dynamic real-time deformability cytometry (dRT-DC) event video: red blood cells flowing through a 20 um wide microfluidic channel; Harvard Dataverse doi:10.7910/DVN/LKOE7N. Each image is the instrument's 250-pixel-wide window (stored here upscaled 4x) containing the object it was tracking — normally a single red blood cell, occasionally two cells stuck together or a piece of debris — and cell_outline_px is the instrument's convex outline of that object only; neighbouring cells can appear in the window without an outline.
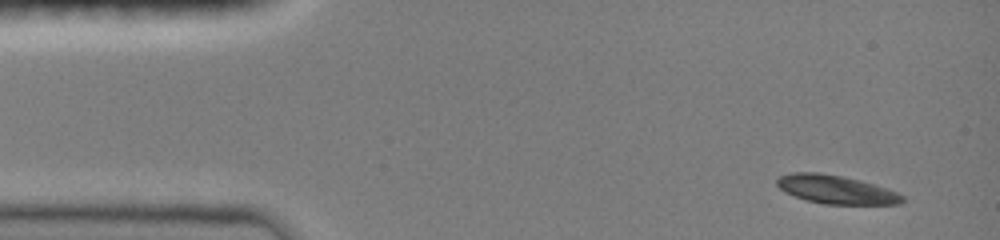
{"species": "common noctule bat (a hibernating species)", "species_latin": "Nyctalus noctula", "temperature_condition": "room temperature", "stored_images_in_passage": 7, "camera_frame_rate_fps": 3000, "um_per_image_px": 0.085, "animal": {"sex": "female", "body_mass_g": 19.0, "forearm_length_mm": 51.5}, "frame": {"image": 1, "passage_image": 1, "time_ms": 0.0, "image_size_px": [1000, 240], "cell_outline_px": [[904, 200], [900, 204], [824, 204], [808, 200], [784, 192], [776, 184], [776, 180], [780, 176], [792, 172], [820, 172], [860, 180], [896, 192], [904, 196]], "centroid_in_image_um": [71.03, 16.1], "position_along_channel_um": 14.0, "area_um2": 20.58}}
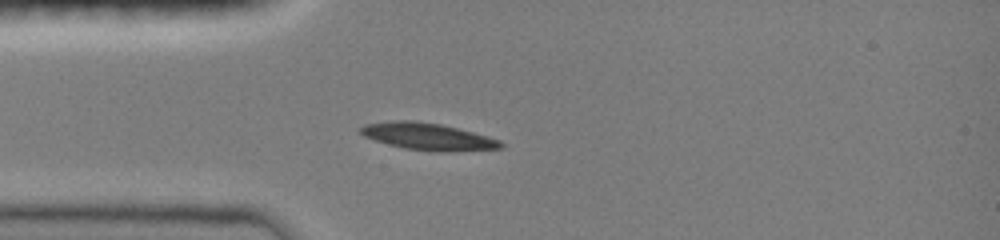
{"frame": {"image": 2, "passage_image": 5, "time_ms": 3.0, "image_size_px": [1000, 240], "cell_outline_px": [[504, 148], [440, 152], [404, 148], [388, 144], [364, 136], [360, 132], [360, 128], [364, 124], [392, 120], [412, 120], [440, 124], [488, 136], [500, 140], [504, 144]], "centroid_in_image_um": [36.37, 11.6], "position_along_channel_um": 48.6, "area_um2": 21.91}}
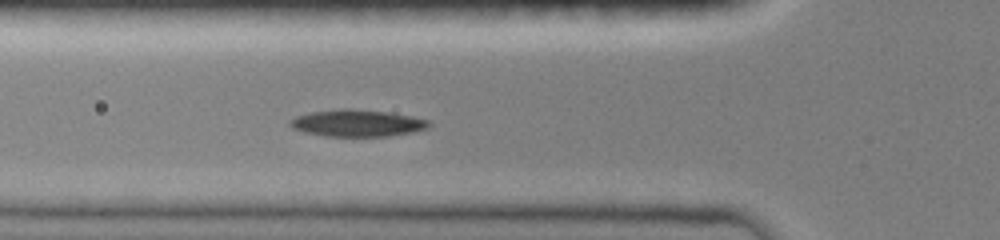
{"frame": {"image": 3, "passage_image": 7, "time_ms": 4.333, "image_size_px": [1000, 240], "cell_outline_px": [[432, 124], [428, 128], [412, 132], [388, 136], [324, 136], [304, 132], [292, 128], [288, 124], [288, 120], [296, 116], [312, 112], [340, 108], [348, 108], [388, 112], [412, 116], [428, 120]], "centroid_in_image_um": [30.34, 10.46], "position_along_channel_um": 95.5, "area_um2": 21.85}}